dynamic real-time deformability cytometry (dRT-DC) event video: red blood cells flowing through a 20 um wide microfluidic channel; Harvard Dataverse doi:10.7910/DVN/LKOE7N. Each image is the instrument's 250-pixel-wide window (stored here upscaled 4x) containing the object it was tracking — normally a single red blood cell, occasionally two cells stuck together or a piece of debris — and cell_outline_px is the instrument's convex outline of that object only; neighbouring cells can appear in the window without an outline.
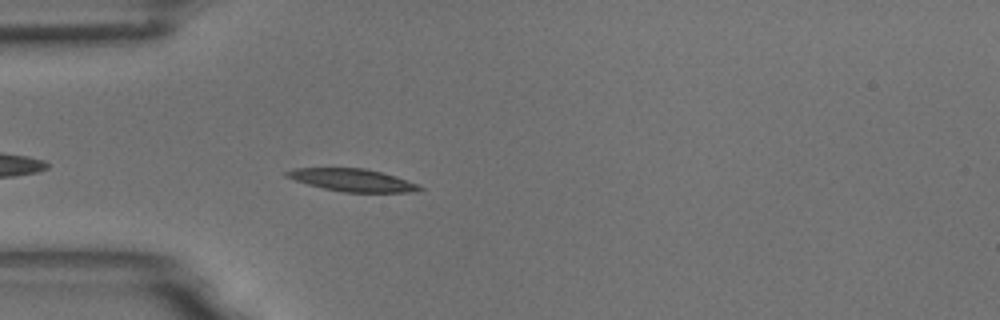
{"species": "common noctule bat (a hibernating species)", "species_latin": "Nyctalus noctula", "temperature_condition": "room temperature", "stored_images_in_passage": 19, "camera_frame_rate_fps": 3000, "um_per_image_px": 0.085, "animal": {"sex": "male", "body_mass_g": 18.8}, "frame": {"image": 1, "passage_image": 4, "time_ms": 1.0, "image_size_px": [1000, 320], "cell_outline_px": [[424, 188], [416, 192], [344, 192], [324, 188], [308, 184], [284, 176], [284, 172], [292, 168], [364, 168], [396, 176], [416, 184]], "centroid_in_image_um": [29.93, 15.3], "position_along_channel_um": 55.1, "area_um2": 17.28}}